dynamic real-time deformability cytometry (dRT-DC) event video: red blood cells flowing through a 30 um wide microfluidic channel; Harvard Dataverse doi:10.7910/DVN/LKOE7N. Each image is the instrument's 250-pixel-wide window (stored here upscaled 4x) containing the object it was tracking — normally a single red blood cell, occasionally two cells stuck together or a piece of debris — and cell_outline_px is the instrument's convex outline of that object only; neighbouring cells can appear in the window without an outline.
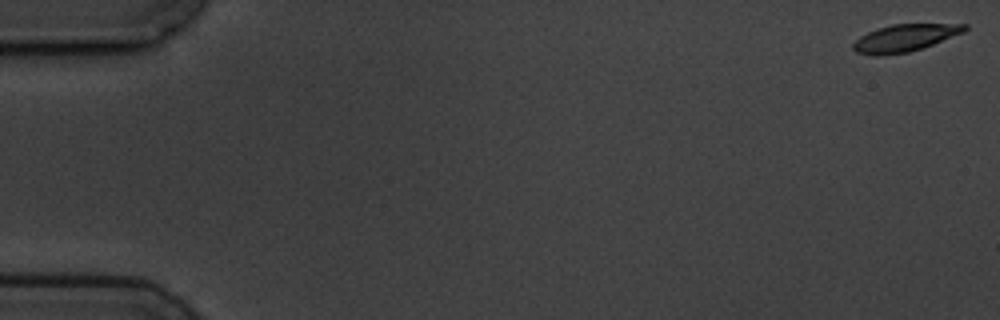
{"species": "common noctule bat (a hibernating species)", "species_latin": "Nyctalus noctula", "temperature_condition": "cold", "stored_images_in_passage": 5, "camera_frame_rate_fps": 3000, "um_per_image_px": 0.085, "animal": {"sex": "male", "body_mass_g": 19.5, "forearm_length_mm": 54.6}, "frame": {"image": 1, "passage_image": 1, "time_ms": 0.0, "image_size_px": [1000, 320], "cell_outline_px": [[968, 28], [964, 32], [932, 44], [908, 52], [880, 56], [872, 56], [856, 52], [852, 48], [852, 44], [860, 36], [868, 32], [892, 24], [968, 24]], "centroid_in_image_um": [76.87, 3.23], "position_along_channel_um": 8.1, "area_um2": 17.51}}
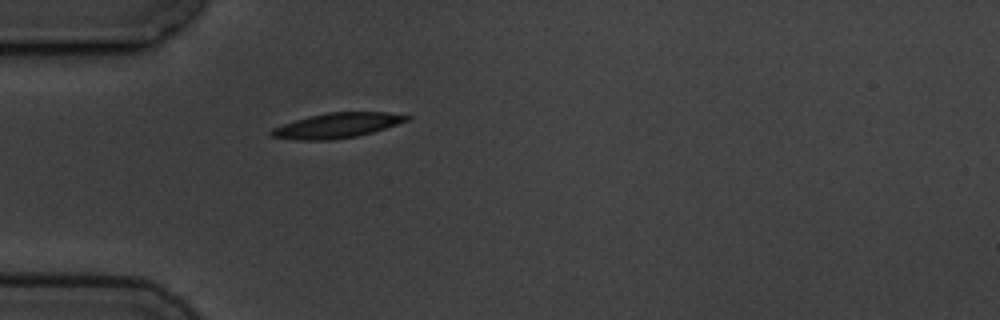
{"frame": {"image": 2, "passage_image": 5, "time_ms": 5.333, "image_size_px": [1000, 320], "cell_outline_px": [[412, 116], [408, 120], [372, 132], [356, 136], [328, 140], [300, 140], [272, 136], [268, 132], [272, 128], [308, 116], [328, 112], [388, 112]], "centroid_in_image_um": [28.64, 10.65], "position_along_channel_um": 56.4, "area_um2": 19.42}}